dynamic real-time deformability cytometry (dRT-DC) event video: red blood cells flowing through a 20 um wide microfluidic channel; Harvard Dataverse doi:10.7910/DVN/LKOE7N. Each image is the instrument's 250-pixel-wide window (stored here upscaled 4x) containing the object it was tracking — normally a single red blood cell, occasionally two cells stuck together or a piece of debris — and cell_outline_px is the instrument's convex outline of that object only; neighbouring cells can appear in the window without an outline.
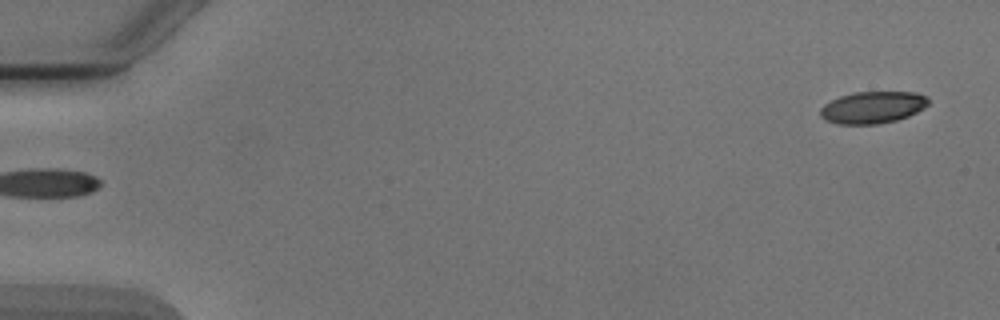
{"species": "Egyptian fruit bat (a non-hibernating species)", "species_latin": "Rousettus aegyptiacus", "temperature_condition": "cold", "stored_images_in_passage": 5, "segment_of_instrument_passage": [2, 2], "camera_frame_rate_fps": 3000, "um_per_image_px": 0.085, "animal": {"sex": "male"}, "frame": {"image": 1, "passage_image": 5, "time_ms": 5.667, "image_size_px": [1000, 320], "cell_outline_px": [[928, 104], [924, 108], [908, 116], [896, 120], [880, 124], [836, 124], [824, 120], [820, 116], [820, 108], [824, 104], [840, 96], [852, 92], [916, 92], [928, 96]], "centroid_in_image_um": [74.16, 9.13], "position_along_channel_um": 10.8, "area_um2": 20.29}}